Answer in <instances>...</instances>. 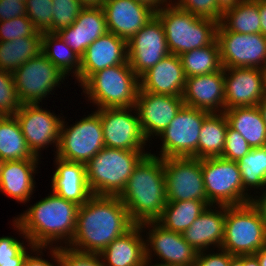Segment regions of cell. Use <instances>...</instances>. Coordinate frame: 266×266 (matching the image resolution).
<instances>
[{
	"mask_svg": "<svg viewBox=\"0 0 266 266\" xmlns=\"http://www.w3.org/2000/svg\"><path fill=\"white\" fill-rule=\"evenodd\" d=\"M41 52L66 76L75 77L79 86L81 57L57 33H42ZM72 74V75H70Z\"/></svg>",
	"mask_w": 266,
	"mask_h": 266,
	"instance_id": "cell-32",
	"label": "cell"
},
{
	"mask_svg": "<svg viewBox=\"0 0 266 266\" xmlns=\"http://www.w3.org/2000/svg\"><path fill=\"white\" fill-rule=\"evenodd\" d=\"M258 0H242L226 9L220 24L227 30L239 34L261 33Z\"/></svg>",
	"mask_w": 266,
	"mask_h": 266,
	"instance_id": "cell-35",
	"label": "cell"
},
{
	"mask_svg": "<svg viewBox=\"0 0 266 266\" xmlns=\"http://www.w3.org/2000/svg\"><path fill=\"white\" fill-rule=\"evenodd\" d=\"M12 222L11 225L23 236L24 241L13 236L0 237V266H23L28 253L35 247L29 242L21 226L14 219Z\"/></svg>",
	"mask_w": 266,
	"mask_h": 266,
	"instance_id": "cell-38",
	"label": "cell"
},
{
	"mask_svg": "<svg viewBox=\"0 0 266 266\" xmlns=\"http://www.w3.org/2000/svg\"><path fill=\"white\" fill-rule=\"evenodd\" d=\"M38 31L27 16L0 21V41H13L18 37H32Z\"/></svg>",
	"mask_w": 266,
	"mask_h": 266,
	"instance_id": "cell-43",
	"label": "cell"
},
{
	"mask_svg": "<svg viewBox=\"0 0 266 266\" xmlns=\"http://www.w3.org/2000/svg\"><path fill=\"white\" fill-rule=\"evenodd\" d=\"M180 58L186 78L210 74L223 68L217 39L206 47L181 54Z\"/></svg>",
	"mask_w": 266,
	"mask_h": 266,
	"instance_id": "cell-36",
	"label": "cell"
},
{
	"mask_svg": "<svg viewBox=\"0 0 266 266\" xmlns=\"http://www.w3.org/2000/svg\"><path fill=\"white\" fill-rule=\"evenodd\" d=\"M258 9L261 18V33L266 37V0H258Z\"/></svg>",
	"mask_w": 266,
	"mask_h": 266,
	"instance_id": "cell-50",
	"label": "cell"
},
{
	"mask_svg": "<svg viewBox=\"0 0 266 266\" xmlns=\"http://www.w3.org/2000/svg\"><path fill=\"white\" fill-rule=\"evenodd\" d=\"M160 19L170 53L180 56L196 48L206 47L217 39L219 22L192 15L172 2L155 12Z\"/></svg>",
	"mask_w": 266,
	"mask_h": 266,
	"instance_id": "cell-6",
	"label": "cell"
},
{
	"mask_svg": "<svg viewBox=\"0 0 266 266\" xmlns=\"http://www.w3.org/2000/svg\"><path fill=\"white\" fill-rule=\"evenodd\" d=\"M228 120L223 113H210L203 121L198 141V159L221 157Z\"/></svg>",
	"mask_w": 266,
	"mask_h": 266,
	"instance_id": "cell-34",
	"label": "cell"
},
{
	"mask_svg": "<svg viewBox=\"0 0 266 266\" xmlns=\"http://www.w3.org/2000/svg\"><path fill=\"white\" fill-rule=\"evenodd\" d=\"M140 225L146 234L144 237L147 260L177 266H194L197 252L185 241L181 233L167 230L157 221Z\"/></svg>",
	"mask_w": 266,
	"mask_h": 266,
	"instance_id": "cell-16",
	"label": "cell"
},
{
	"mask_svg": "<svg viewBox=\"0 0 266 266\" xmlns=\"http://www.w3.org/2000/svg\"><path fill=\"white\" fill-rule=\"evenodd\" d=\"M184 105L210 113L225 111L224 68L210 74L187 77L183 90Z\"/></svg>",
	"mask_w": 266,
	"mask_h": 266,
	"instance_id": "cell-22",
	"label": "cell"
},
{
	"mask_svg": "<svg viewBox=\"0 0 266 266\" xmlns=\"http://www.w3.org/2000/svg\"><path fill=\"white\" fill-rule=\"evenodd\" d=\"M147 154L118 195L136 225L157 221L167 203L163 158Z\"/></svg>",
	"mask_w": 266,
	"mask_h": 266,
	"instance_id": "cell-3",
	"label": "cell"
},
{
	"mask_svg": "<svg viewBox=\"0 0 266 266\" xmlns=\"http://www.w3.org/2000/svg\"><path fill=\"white\" fill-rule=\"evenodd\" d=\"M225 205H210L182 235L196 252L219 249L224 238Z\"/></svg>",
	"mask_w": 266,
	"mask_h": 266,
	"instance_id": "cell-23",
	"label": "cell"
},
{
	"mask_svg": "<svg viewBox=\"0 0 266 266\" xmlns=\"http://www.w3.org/2000/svg\"><path fill=\"white\" fill-rule=\"evenodd\" d=\"M127 48L129 65L139 78L170 54L160 19L155 15L127 41Z\"/></svg>",
	"mask_w": 266,
	"mask_h": 266,
	"instance_id": "cell-17",
	"label": "cell"
},
{
	"mask_svg": "<svg viewBox=\"0 0 266 266\" xmlns=\"http://www.w3.org/2000/svg\"><path fill=\"white\" fill-rule=\"evenodd\" d=\"M101 7L108 32L126 41L140 31L156 12L150 6L136 0H106Z\"/></svg>",
	"mask_w": 266,
	"mask_h": 266,
	"instance_id": "cell-20",
	"label": "cell"
},
{
	"mask_svg": "<svg viewBox=\"0 0 266 266\" xmlns=\"http://www.w3.org/2000/svg\"><path fill=\"white\" fill-rule=\"evenodd\" d=\"M244 266H260L255 255H244Z\"/></svg>",
	"mask_w": 266,
	"mask_h": 266,
	"instance_id": "cell-53",
	"label": "cell"
},
{
	"mask_svg": "<svg viewBox=\"0 0 266 266\" xmlns=\"http://www.w3.org/2000/svg\"><path fill=\"white\" fill-rule=\"evenodd\" d=\"M243 188L254 194L266 188V147L252 148L237 161ZM257 189V190H256ZM251 190V191H250ZM256 191V192H255Z\"/></svg>",
	"mask_w": 266,
	"mask_h": 266,
	"instance_id": "cell-37",
	"label": "cell"
},
{
	"mask_svg": "<svg viewBox=\"0 0 266 266\" xmlns=\"http://www.w3.org/2000/svg\"><path fill=\"white\" fill-rule=\"evenodd\" d=\"M256 194L252 195L251 203L259 211L266 230V188Z\"/></svg>",
	"mask_w": 266,
	"mask_h": 266,
	"instance_id": "cell-49",
	"label": "cell"
},
{
	"mask_svg": "<svg viewBox=\"0 0 266 266\" xmlns=\"http://www.w3.org/2000/svg\"><path fill=\"white\" fill-rule=\"evenodd\" d=\"M100 116L105 147L147 151L136 107L94 109Z\"/></svg>",
	"mask_w": 266,
	"mask_h": 266,
	"instance_id": "cell-13",
	"label": "cell"
},
{
	"mask_svg": "<svg viewBox=\"0 0 266 266\" xmlns=\"http://www.w3.org/2000/svg\"><path fill=\"white\" fill-rule=\"evenodd\" d=\"M40 160L5 161L0 176V192L20 203H27L35 193V175Z\"/></svg>",
	"mask_w": 266,
	"mask_h": 266,
	"instance_id": "cell-27",
	"label": "cell"
},
{
	"mask_svg": "<svg viewBox=\"0 0 266 266\" xmlns=\"http://www.w3.org/2000/svg\"><path fill=\"white\" fill-rule=\"evenodd\" d=\"M84 7H101L106 0H79Z\"/></svg>",
	"mask_w": 266,
	"mask_h": 266,
	"instance_id": "cell-55",
	"label": "cell"
},
{
	"mask_svg": "<svg viewBox=\"0 0 266 266\" xmlns=\"http://www.w3.org/2000/svg\"><path fill=\"white\" fill-rule=\"evenodd\" d=\"M0 158L4 161L41 160L28 148L15 116H0Z\"/></svg>",
	"mask_w": 266,
	"mask_h": 266,
	"instance_id": "cell-31",
	"label": "cell"
},
{
	"mask_svg": "<svg viewBox=\"0 0 266 266\" xmlns=\"http://www.w3.org/2000/svg\"><path fill=\"white\" fill-rule=\"evenodd\" d=\"M229 266H244V255L234 256L231 259Z\"/></svg>",
	"mask_w": 266,
	"mask_h": 266,
	"instance_id": "cell-57",
	"label": "cell"
},
{
	"mask_svg": "<svg viewBox=\"0 0 266 266\" xmlns=\"http://www.w3.org/2000/svg\"><path fill=\"white\" fill-rule=\"evenodd\" d=\"M80 88L96 109L128 108L136 106L140 81L127 61L94 73Z\"/></svg>",
	"mask_w": 266,
	"mask_h": 266,
	"instance_id": "cell-5",
	"label": "cell"
},
{
	"mask_svg": "<svg viewBox=\"0 0 266 266\" xmlns=\"http://www.w3.org/2000/svg\"><path fill=\"white\" fill-rule=\"evenodd\" d=\"M108 32L102 7H85L75 22L56 32L80 57L96 39Z\"/></svg>",
	"mask_w": 266,
	"mask_h": 266,
	"instance_id": "cell-25",
	"label": "cell"
},
{
	"mask_svg": "<svg viewBox=\"0 0 266 266\" xmlns=\"http://www.w3.org/2000/svg\"><path fill=\"white\" fill-rule=\"evenodd\" d=\"M26 16L38 32L52 33V0H26Z\"/></svg>",
	"mask_w": 266,
	"mask_h": 266,
	"instance_id": "cell-40",
	"label": "cell"
},
{
	"mask_svg": "<svg viewBox=\"0 0 266 266\" xmlns=\"http://www.w3.org/2000/svg\"><path fill=\"white\" fill-rule=\"evenodd\" d=\"M225 110L258 106L266 96L264 69L224 68Z\"/></svg>",
	"mask_w": 266,
	"mask_h": 266,
	"instance_id": "cell-19",
	"label": "cell"
},
{
	"mask_svg": "<svg viewBox=\"0 0 266 266\" xmlns=\"http://www.w3.org/2000/svg\"><path fill=\"white\" fill-rule=\"evenodd\" d=\"M43 104H22L14 115L19 122L23 136L28 148L38 158L41 151L53 145L54 156H56L61 125L64 116L55 114L54 111L42 108ZM56 150V151H55Z\"/></svg>",
	"mask_w": 266,
	"mask_h": 266,
	"instance_id": "cell-12",
	"label": "cell"
},
{
	"mask_svg": "<svg viewBox=\"0 0 266 266\" xmlns=\"http://www.w3.org/2000/svg\"><path fill=\"white\" fill-rule=\"evenodd\" d=\"M265 245V226L252 203L226 206L221 249L233 256L254 255Z\"/></svg>",
	"mask_w": 266,
	"mask_h": 266,
	"instance_id": "cell-7",
	"label": "cell"
},
{
	"mask_svg": "<svg viewBox=\"0 0 266 266\" xmlns=\"http://www.w3.org/2000/svg\"><path fill=\"white\" fill-rule=\"evenodd\" d=\"M258 108L266 125V96L258 103Z\"/></svg>",
	"mask_w": 266,
	"mask_h": 266,
	"instance_id": "cell-56",
	"label": "cell"
},
{
	"mask_svg": "<svg viewBox=\"0 0 266 266\" xmlns=\"http://www.w3.org/2000/svg\"><path fill=\"white\" fill-rule=\"evenodd\" d=\"M224 114L228 125L238 131L251 148L266 145V125L258 106L230 108Z\"/></svg>",
	"mask_w": 266,
	"mask_h": 266,
	"instance_id": "cell-29",
	"label": "cell"
},
{
	"mask_svg": "<svg viewBox=\"0 0 266 266\" xmlns=\"http://www.w3.org/2000/svg\"><path fill=\"white\" fill-rule=\"evenodd\" d=\"M254 255L257 257L260 266H266V245L259 251H257Z\"/></svg>",
	"mask_w": 266,
	"mask_h": 266,
	"instance_id": "cell-54",
	"label": "cell"
},
{
	"mask_svg": "<svg viewBox=\"0 0 266 266\" xmlns=\"http://www.w3.org/2000/svg\"><path fill=\"white\" fill-rule=\"evenodd\" d=\"M13 76L21 104H43L42 100L68 79L42 52L22 64Z\"/></svg>",
	"mask_w": 266,
	"mask_h": 266,
	"instance_id": "cell-10",
	"label": "cell"
},
{
	"mask_svg": "<svg viewBox=\"0 0 266 266\" xmlns=\"http://www.w3.org/2000/svg\"><path fill=\"white\" fill-rule=\"evenodd\" d=\"M143 266H177V265L163 264V263H159V262H157V263L154 262V264H153V261L146 259Z\"/></svg>",
	"mask_w": 266,
	"mask_h": 266,
	"instance_id": "cell-58",
	"label": "cell"
},
{
	"mask_svg": "<svg viewBox=\"0 0 266 266\" xmlns=\"http://www.w3.org/2000/svg\"><path fill=\"white\" fill-rule=\"evenodd\" d=\"M26 16V6L24 1L0 0V21Z\"/></svg>",
	"mask_w": 266,
	"mask_h": 266,
	"instance_id": "cell-48",
	"label": "cell"
},
{
	"mask_svg": "<svg viewBox=\"0 0 266 266\" xmlns=\"http://www.w3.org/2000/svg\"><path fill=\"white\" fill-rule=\"evenodd\" d=\"M46 251L48 254L50 253L49 256L51 257L50 258L51 260L44 259L42 257V256L45 257L44 253H46ZM50 261H53V262H50ZM23 266H61L60 260L58 257V247L35 246L28 253L26 259L24 260Z\"/></svg>",
	"mask_w": 266,
	"mask_h": 266,
	"instance_id": "cell-46",
	"label": "cell"
},
{
	"mask_svg": "<svg viewBox=\"0 0 266 266\" xmlns=\"http://www.w3.org/2000/svg\"><path fill=\"white\" fill-rule=\"evenodd\" d=\"M210 205L199 200L167 202L157 222L167 230L182 234Z\"/></svg>",
	"mask_w": 266,
	"mask_h": 266,
	"instance_id": "cell-33",
	"label": "cell"
},
{
	"mask_svg": "<svg viewBox=\"0 0 266 266\" xmlns=\"http://www.w3.org/2000/svg\"><path fill=\"white\" fill-rule=\"evenodd\" d=\"M214 250L197 252L194 266H229L234 256L221 248Z\"/></svg>",
	"mask_w": 266,
	"mask_h": 266,
	"instance_id": "cell-47",
	"label": "cell"
},
{
	"mask_svg": "<svg viewBox=\"0 0 266 266\" xmlns=\"http://www.w3.org/2000/svg\"><path fill=\"white\" fill-rule=\"evenodd\" d=\"M127 61V41L107 32L89 45L81 57L79 85L82 86L94 73Z\"/></svg>",
	"mask_w": 266,
	"mask_h": 266,
	"instance_id": "cell-21",
	"label": "cell"
},
{
	"mask_svg": "<svg viewBox=\"0 0 266 266\" xmlns=\"http://www.w3.org/2000/svg\"><path fill=\"white\" fill-rule=\"evenodd\" d=\"M42 32L32 37L0 41V70L14 73L22 64L37 56L42 50Z\"/></svg>",
	"mask_w": 266,
	"mask_h": 266,
	"instance_id": "cell-30",
	"label": "cell"
},
{
	"mask_svg": "<svg viewBox=\"0 0 266 266\" xmlns=\"http://www.w3.org/2000/svg\"><path fill=\"white\" fill-rule=\"evenodd\" d=\"M184 105L181 96L144 92L139 88L136 110L149 144L161 134ZM151 141V142H150Z\"/></svg>",
	"mask_w": 266,
	"mask_h": 266,
	"instance_id": "cell-18",
	"label": "cell"
},
{
	"mask_svg": "<svg viewBox=\"0 0 266 266\" xmlns=\"http://www.w3.org/2000/svg\"><path fill=\"white\" fill-rule=\"evenodd\" d=\"M179 9L190 12L198 17L221 22L223 11L217 6L216 0H171Z\"/></svg>",
	"mask_w": 266,
	"mask_h": 266,
	"instance_id": "cell-42",
	"label": "cell"
},
{
	"mask_svg": "<svg viewBox=\"0 0 266 266\" xmlns=\"http://www.w3.org/2000/svg\"><path fill=\"white\" fill-rule=\"evenodd\" d=\"M251 149V146L241 136V134L228 125L225 145L221 158L230 161H238Z\"/></svg>",
	"mask_w": 266,
	"mask_h": 266,
	"instance_id": "cell-45",
	"label": "cell"
},
{
	"mask_svg": "<svg viewBox=\"0 0 266 266\" xmlns=\"http://www.w3.org/2000/svg\"><path fill=\"white\" fill-rule=\"evenodd\" d=\"M150 6L155 11L162 9L171 3V0H136Z\"/></svg>",
	"mask_w": 266,
	"mask_h": 266,
	"instance_id": "cell-51",
	"label": "cell"
},
{
	"mask_svg": "<svg viewBox=\"0 0 266 266\" xmlns=\"http://www.w3.org/2000/svg\"><path fill=\"white\" fill-rule=\"evenodd\" d=\"M54 159L56 168L50 180L51 191L79 206L86 203L92 193L87 183L85 164L65 161L57 156Z\"/></svg>",
	"mask_w": 266,
	"mask_h": 266,
	"instance_id": "cell-26",
	"label": "cell"
},
{
	"mask_svg": "<svg viewBox=\"0 0 266 266\" xmlns=\"http://www.w3.org/2000/svg\"><path fill=\"white\" fill-rule=\"evenodd\" d=\"M91 112L70 125L64 117L56 153L58 158L86 164L105 147L100 116L95 111Z\"/></svg>",
	"mask_w": 266,
	"mask_h": 266,
	"instance_id": "cell-9",
	"label": "cell"
},
{
	"mask_svg": "<svg viewBox=\"0 0 266 266\" xmlns=\"http://www.w3.org/2000/svg\"><path fill=\"white\" fill-rule=\"evenodd\" d=\"M167 202L207 201L201 159L195 157L163 158Z\"/></svg>",
	"mask_w": 266,
	"mask_h": 266,
	"instance_id": "cell-15",
	"label": "cell"
},
{
	"mask_svg": "<svg viewBox=\"0 0 266 266\" xmlns=\"http://www.w3.org/2000/svg\"><path fill=\"white\" fill-rule=\"evenodd\" d=\"M217 41L223 68L265 69L266 37L262 33L239 34L227 31L219 23Z\"/></svg>",
	"mask_w": 266,
	"mask_h": 266,
	"instance_id": "cell-14",
	"label": "cell"
},
{
	"mask_svg": "<svg viewBox=\"0 0 266 266\" xmlns=\"http://www.w3.org/2000/svg\"><path fill=\"white\" fill-rule=\"evenodd\" d=\"M21 105L13 73L0 70V116H14Z\"/></svg>",
	"mask_w": 266,
	"mask_h": 266,
	"instance_id": "cell-41",
	"label": "cell"
},
{
	"mask_svg": "<svg viewBox=\"0 0 266 266\" xmlns=\"http://www.w3.org/2000/svg\"><path fill=\"white\" fill-rule=\"evenodd\" d=\"M150 152L104 147L86 164L92 195L118 196L138 163Z\"/></svg>",
	"mask_w": 266,
	"mask_h": 266,
	"instance_id": "cell-4",
	"label": "cell"
},
{
	"mask_svg": "<svg viewBox=\"0 0 266 266\" xmlns=\"http://www.w3.org/2000/svg\"><path fill=\"white\" fill-rule=\"evenodd\" d=\"M141 225H134L114 239L100 256L105 266H143L146 260L145 237Z\"/></svg>",
	"mask_w": 266,
	"mask_h": 266,
	"instance_id": "cell-28",
	"label": "cell"
},
{
	"mask_svg": "<svg viewBox=\"0 0 266 266\" xmlns=\"http://www.w3.org/2000/svg\"><path fill=\"white\" fill-rule=\"evenodd\" d=\"M30 205L13 217L29 242L42 247L68 246L75 233L79 205L52 191Z\"/></svg>",
	"mask_w": 266,
	"mask_h": 266,
	"instance_id": "cell-2",
	"label": "cell"
},
{
	"mask_svg": "<svg viewBox=\"0 0 266 266\" xmlns=\"http://www.w3.org/2000/svg\"><path fill=\"white\" fill-rule=\"evenodd\" d=\"M134 225L118 196L92 195L78 208L75 233L68 247L100 254Z\"/></svg>",
	"mask_w": 266,
	"mask_h": 266,
	"instance_id": "cell-1",
	"label": "cell"
},
{
	"mask_svg": "<svg viewBox=\"0 0 266 266\" xmlns=\"http://www.w3.org/2000/svg\"><path fill=\"white\" fill-rule=\"evenodd\" d=\"M52 33L69 27L85 8L79 0H52Z\"/></svg>",
	"mask_w": 266,
	"mask_h": 266,
	"instance_id": "cell-39",
	"label": "cell"
},
{
	"mask_svg": "<svg viewBox=\"0 0 266 266\" xmlns=\"http://www.w3.org/2000/svg\"><path fill=\"white\" fill-rule=\"evenodd\" d=\"M242 0H216L217 6L224 12L226 9L234 7Z\"/></svg>",
	"mask_w": 266,
	"mask_h": 266,
	"instance_id": "cell-52",
	"label": "cell"
},
{
	"mask_svg": "<svg viewBox=\"0 0 266 266\" xmlns=\"http://www.w3.org/2000/svg\"><path fill=\"white\" fill-rule=\"evenodd\" d=\"M210 112L183 105L169 126L157 136L160 139L161 158H198V141L204 119ZM160 153V154H159Z\"/></svg>",
	"mask_w": 266,
	"mask_h": 266,
	"instance_id": "cell-11",
	"label": "cell"
},
{
	"mask_svg": "<svg viewBox=\"0 0 266 266\" xmlns=\"http://www.w3.org/2000/svg\"><path fill=\"white\" fill-rule=\"evenodd\" d=\"M207 201L211 205L240 206L251 203L244 188L237 161L221 157L201 159Z\"/></svg>",
	"mask_w": 266,
	"mask_h": 266,
	"instance_id": "cell-8",
	"label": "cell"
},
{
	"mask_svg": "<svg viewBox=\"0 0 266 266\" xmlns=\"http://www.w3.org/2000/svg\"><path fill=\"white\" fill-rule=\"evenodd\" d=\"M61 266H105L100 254L76 251L68 246L58 247Z\"/></svg>",
	"mask_w": 266,
	"mask_h": 266,
	"instance_id": "cell-44",
	"label": "cell"
},
{
	"mask_svg": "<svg viewBox=\"0 0 266 266\" xmlns=\"http://www.w3.org/2000/svg\"><path fill=\"white\" fill-rule=\"evenodd\" d=\"M4 162L5 161L0 158V176H1V170H2Z\"/></svg>",
	"mask_w": 266,
	"mask_h": 266,
	"instance_id": "cell-59",
	"label": "cell"
},
{
	"mask_svg": "<svg viewBox=\"0 0 266 266\" xmlns=\"http://www.w3.org/2000/svg\"><path fill=\"white\" fill-rule=\"evenodd\" d=\"M139 81L144 92L182 97L186 76L180 56L168 54L145 72Z\"/></svg>",
	"mask_w": 266,
	"mask_h": 266,
	"instance_id": "cell-24",
	"label": "cell"
}]
</instances>
